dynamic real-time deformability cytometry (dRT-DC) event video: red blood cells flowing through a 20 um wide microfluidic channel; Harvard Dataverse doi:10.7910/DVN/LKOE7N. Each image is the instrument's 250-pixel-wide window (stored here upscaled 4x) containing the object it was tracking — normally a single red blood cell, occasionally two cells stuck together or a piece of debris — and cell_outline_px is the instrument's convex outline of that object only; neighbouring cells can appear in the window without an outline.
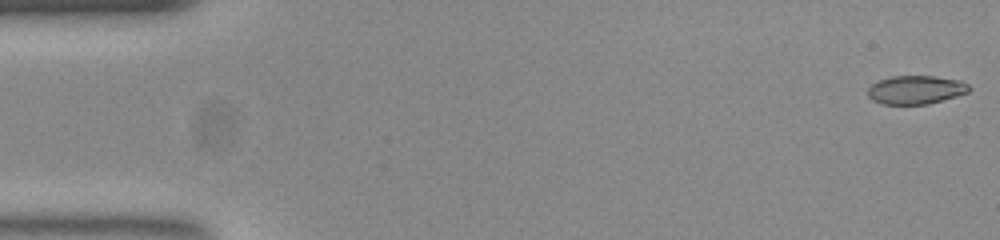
{"species": "common noctule bat (a hibernating species)", "species_latin": "Nyctalus noctula", "temperature_condition": "room temperature", "stored_images_in_passage": 52, "camera_frame_rate_fps": 3000, "um_per_image_px": 0.085, "animal": {"sex": "female", "body_mass_g": 23.0, "forearm_length_mm": 53.4}, "frame": {"image": 1, "passage_image": 1, "time_ms": 0.0, "image_size_px": [1000, 240], "cell_outline_px": [[972, 88], [968, 92], [956, 96], [928, 104], [884, 104], [872, 100], [868, 96], [868, 88], [876, 80], [892, 76], [936, 76], [960, 80], [968, 84]], "centroid_in_image_um": [77.84, 7.62], "position_along_channel_um": 7.2, "area_um2": 16.94}}
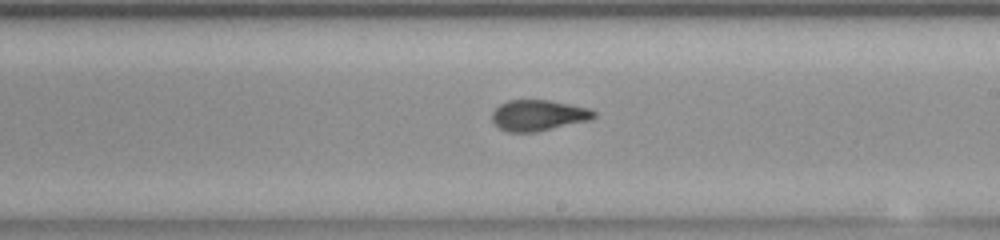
{"frame": {"image": 2, "passage_image": 30, "time_ms": 9.667, "image_size_px": [1000, 240], "cell_outline_px": [[596, 116], [588, 120], [536, 132], [508, 132], [500, 128], [492, 120], [492, 112], [500, 104], [508, 100], [552, 100], [592, 108], [596, 112]], "centroid_in_image_um": [45.78, 9.79], "position_along_channel_um": 243.2, "area_um2": 18.38}}
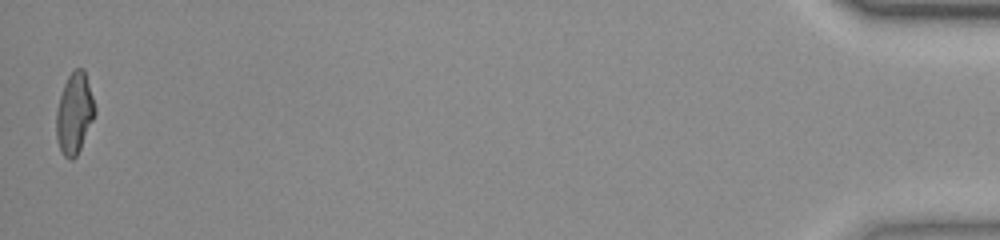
{"frame": {"image": 3, "passage_image": 52, "time_ms": 17.0, "image_size_px": [1000, 240], "cell_outline_px": [[96, 112], [80, 148], [76, 156], [72, 160], [68, 160], [64, 156], [60, 148], [56, 136], [56, 112], [60, 96], [64, 84], [68, 76], [76, 68], [84, 68], [96, 108]], "centroid_in_image_um": [6.32, 9.63], "position_along_channel_um": 428.9, "area_um2": 18.03}, "authors_computed_cell_mechanics": {"area_um2": 18.1492, "velocity_mm_per_s": 3.8932, "shape_relaxation_time_tau1_ms": null, "shape_relaxation_time_tau2_ms": 1.0714, "deformation_change_tau1": null, "deformation_change_tau2": 0.0838}}